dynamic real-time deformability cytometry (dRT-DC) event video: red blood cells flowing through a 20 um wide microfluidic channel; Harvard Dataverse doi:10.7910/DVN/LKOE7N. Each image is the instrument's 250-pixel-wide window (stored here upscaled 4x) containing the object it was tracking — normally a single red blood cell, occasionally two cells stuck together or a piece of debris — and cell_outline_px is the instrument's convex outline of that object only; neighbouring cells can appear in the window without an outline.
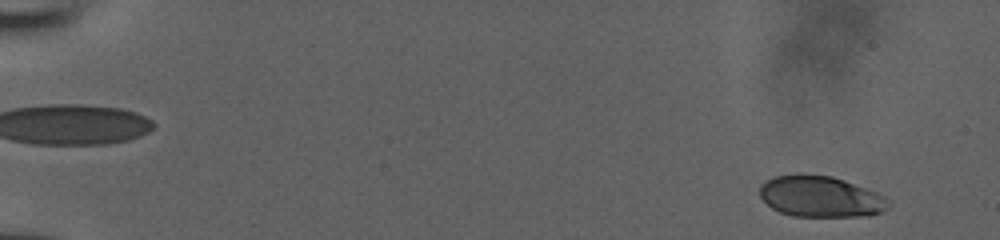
{"species": "human", "species_latin": "Homo sapiens", "temperature_condition": "room temperature", "stored_images_in_passage": 25, "camera_frame_rate_fps": 3000, "um_per_image_px": 0.085, "donor": {"sex": "male"}, "frame": {"image": 1, "passage_image": 3, "time_ms": 0.667, "image_size_px": [1000, 240], "cell_outline_px": [[888, 208], [880, 212], [868, 216], [792, 216], [780, 212], [772, 208], [760, 196], [760, 184], [776, 176], [800, 172], [832, 176], [844, 180], [876, 192], [884, 196], [888, 200]], "centroid_in_image_um": [69.72, 16.69], "position_along_channel_um": 15.3, "area_um2": 30.92}}
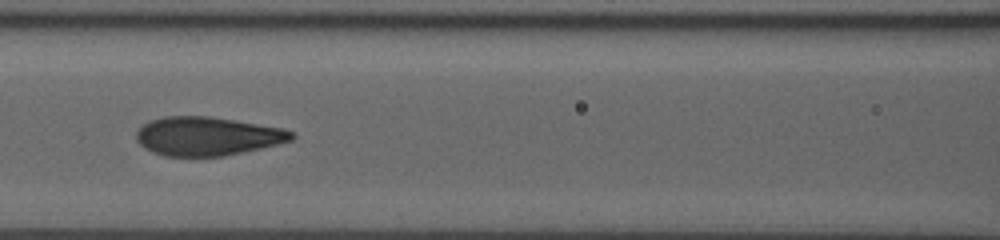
{"frame": {"image": 2, "passage_image": 22, "time_ms": 7.0, "image_size_px": [1000, 240], "cell_outline_px": [[296, 136], [292, 140], [280, 144], [224, 156], [164, 156], [152, 152], [144, 148], [136, 140], [136, 132], [148, 120], [164, 116], [208, 116], [280, 128], [296, 132]], "centroid_in_image_um": [17.61, 11.58], "position_along_channel_um": 149.0, "area_um2": 35.03}}
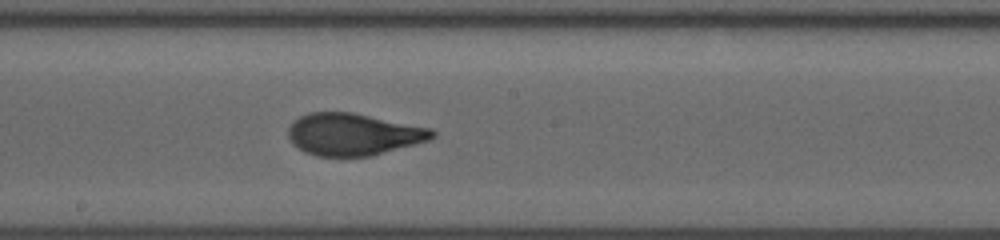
{"frame": {"image": 3, "passage_image": 25, "time_ms": 8.0, "image_size_px": [1000, 240], "cell_outline_px": [[436, 136], [428, 140], [416, 144], [372, 156], [316, 156], [304, 152], [292, 144], [288, 136], [288, 128], [300, 116], [308, 112], [352, 112], [432, 128], [436, 132]], "centroid_in_image_um": [30.04, 11.42], "position_along_channel_um": 218.2, "area_um2": 35.43}}